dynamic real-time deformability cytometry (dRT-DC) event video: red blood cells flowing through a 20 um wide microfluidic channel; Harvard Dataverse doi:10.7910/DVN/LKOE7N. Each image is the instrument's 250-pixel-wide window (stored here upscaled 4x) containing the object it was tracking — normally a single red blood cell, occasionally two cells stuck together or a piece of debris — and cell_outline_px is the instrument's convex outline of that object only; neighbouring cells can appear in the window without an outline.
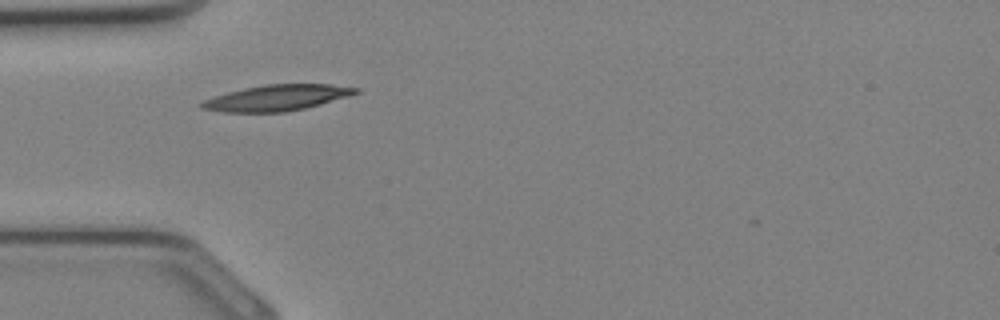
{"species": "Egyptian fruit bat (a non-hibernating species)", "species_latin": "Rousettus aegyptiacus", "temperature_condition": "cold", "stored_images_in_passage": 21, "camera_frame_rate_fps": 3000, "um_per_image_px": 0.085, "animal": {"sex": "female"}, "frame": {"image": 1, "passage_image": 1, "time_ms": 0.0, "image_size_px": [1000, 320], "cell_outline_px": [[360, 92], [352, 96], [304, 108], [284, 112], [224, 112], [200, 108], [196, 104], [204, 100], [228, 92], [244, 88], [264, 84], [328, 84], [360, 88]], "centroid_in_image_um": [23.55, 8.31], "position_along_channel_um": 61.4, "area_um2": 23.29}}
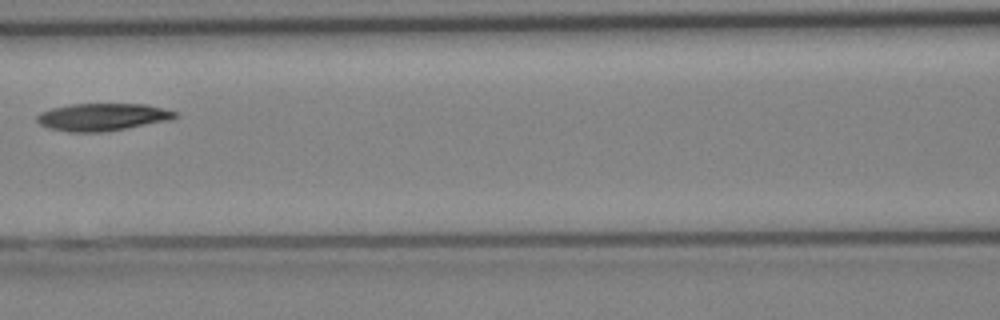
{"frame": {"image": 2, "passage_image": 6, "time_ms": 1.667, "image_size_px": [1000, 320], "cell_outline_px": [[180, 116], [168, 120], [104, 132], [68, 132], [48, 128], [40, 124], [36, 120], [36, 116], [40, 112], [52, 108], [72, 104], [144, 104], [176, 112]], "centroid_in_image_um": [8.65, 9.95], "position_along_channel_um": 157.9, "area_um2": 21.91}}
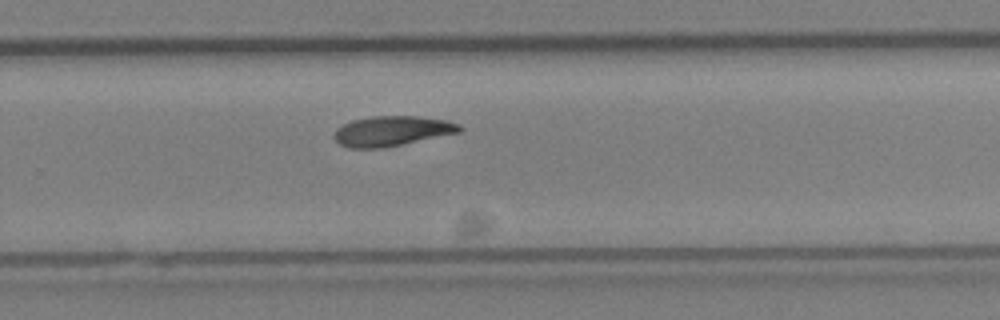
{"frame": {"image": 3, "passage_image": 13, "time_ms": 4.0, "image_size_px": [1000, 320], "cell_outline_px": [[464, 128], [460, 132], [384, 148], [348, 148], [340, 144], [336, 140], [336, 128], [352, 120], [368, 116], [416, 116], [448, 120], [460, 124]], "centroid_in_image_um": [33.35, 11.13], "position_along_channel_um": 296.4, "area_um2": 21.96}}